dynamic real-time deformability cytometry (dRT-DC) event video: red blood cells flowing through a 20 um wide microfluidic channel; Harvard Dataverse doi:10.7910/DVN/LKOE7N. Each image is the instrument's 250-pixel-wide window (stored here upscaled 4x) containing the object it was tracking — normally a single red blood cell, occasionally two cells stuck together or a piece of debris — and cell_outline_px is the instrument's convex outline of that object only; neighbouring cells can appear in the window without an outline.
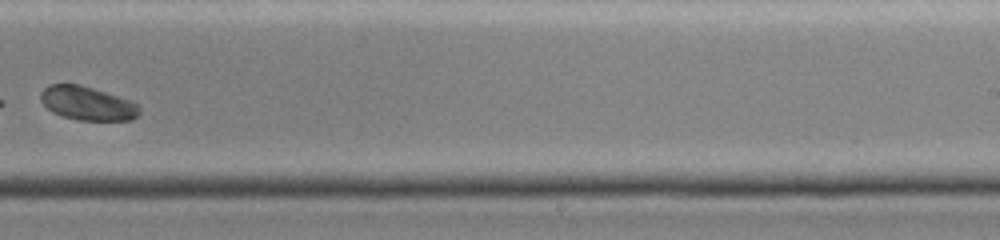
{"species": "common noctule bat (a hibernating species)", "species_latin": "Nyctalus noctula", "temperature_condition": "cold", "stored_images_in_passage": 35, "camera_frame_rate_fps": 3000, "um_per_image_px": 0.085, "animal": {"sex": "female", "body_mass_g": 19.0, "forearm_length_mm": 51.5}, "frame": {"image": 1, "passage_image": 22, "time_ms": 10.667, "image_size_px": [1000, 240], "cell_outline_px": [[140, 112], [132, 120], [80, 120], [64, 116], [52, 112], [40, 100], [40, 92], [48, 84], [80, 84], [132, 100], [140, 108]], "centroid_in_image_um": [7.43, 8.77], "position_along_channel_um": 281.6, "area_um2": 19.42}}